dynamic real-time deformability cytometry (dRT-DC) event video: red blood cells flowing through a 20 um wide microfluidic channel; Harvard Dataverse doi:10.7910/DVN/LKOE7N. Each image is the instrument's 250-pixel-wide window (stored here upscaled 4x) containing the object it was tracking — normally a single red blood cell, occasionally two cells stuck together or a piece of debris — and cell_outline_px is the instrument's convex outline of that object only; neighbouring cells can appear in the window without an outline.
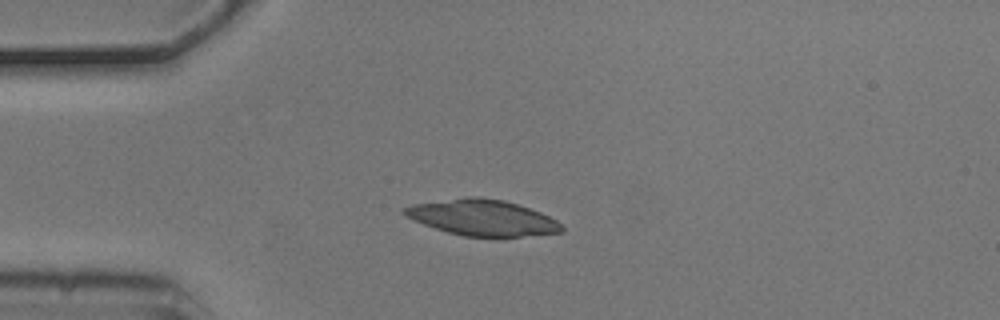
{"species": "common noctule bat (a hibernating species)", "species_latin": "Nyctalus noctula", "temperature_condition": "cold", "stored_images_in_passage": 6, "camera_frame_rate_fps": 3000, "um_per_image_px": 0.085, "animal": {"sex": "male", "body_mass_g": 20.5, "forearm_length_mm": 52.5}, "frame": {"image": 1, "passage_image": 3, "time_ms": 0.667, "image_size_px": [1000, 320], "cell_outline_px": [[564, 232], [500, 240], [464, 236], [448, 232], [412, 220], [404, 216], [400, 212], [400, 208], [412, 204], [468, 196], [480, 196], [504, 200], [540, 212], [556, 220], [564, 228]], "centroid_in_image_um": [41.0, 18.54], "position_along_channel_um": 44.0, "area_um2": 34.04}}
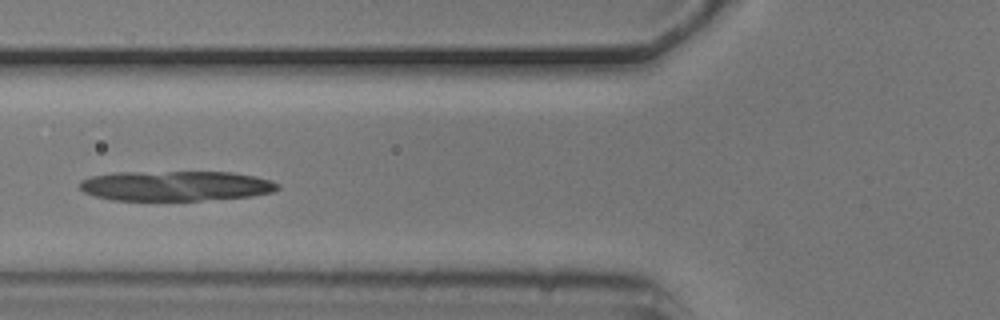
{"frame": {"image": 2, "passage_image": 5, "time_ms": 1.333, "image_size_px": [1000, 320], "cell_outline_px": [[280, 188], [272, 192], [252, 196], [200, 200], [112, 200], [96, 196], [84, 192], [80, 188], [80, 180], [92, 176], [116, 172], [232, 172], [256, 176], [280, 184]], "centroid_in_image_um": [14.94, 15.79], "position_along_channel_um": 110.9, "area_um2": 34.62}}
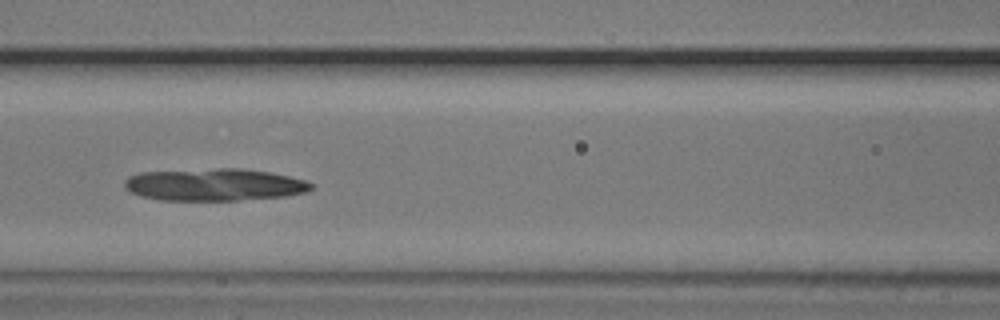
{"frame": {"image": 3, "passage_image": 6, "time_ms": 1.667, "image_size_px": [1000, 320], "cell_outline_px": [[316, 184], [308, 192], [284, 196], [240, 200], [160, 200], [128, 192], [124, 188], [124, 180], [128, 176], [140, 172], [220, 168], [244, 168], [272, 172], [308, 180]], "centroid_in_image_um": [18.26, 15.69], "position_along_channel_um": 148.3, "area_um2": 35.55}}